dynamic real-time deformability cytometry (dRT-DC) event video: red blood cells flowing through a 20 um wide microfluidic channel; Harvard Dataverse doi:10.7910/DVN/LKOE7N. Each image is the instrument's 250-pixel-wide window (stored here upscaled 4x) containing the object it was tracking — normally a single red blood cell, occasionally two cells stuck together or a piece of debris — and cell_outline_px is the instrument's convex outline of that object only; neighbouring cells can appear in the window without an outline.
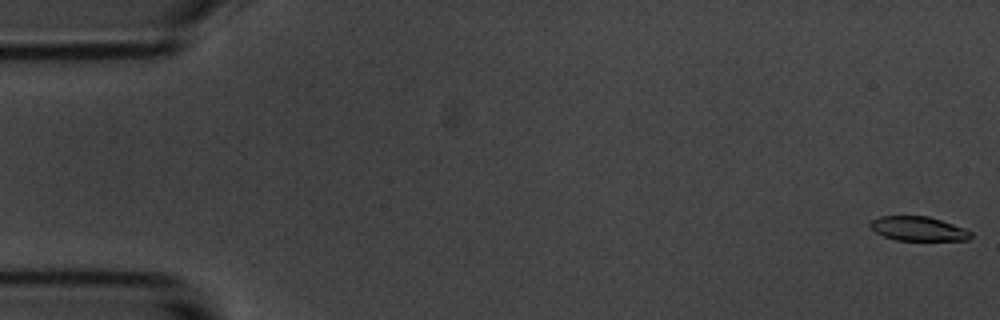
{"species": "common noctule bat (a hibernating species)", "species_latin": "Nyctalus noctula", "temperature_condition": "room temperature", "stored_images_in_passage": 56, "camera_frame_rate_fps": 3000, "um_per_image_px": 0.085, "animal": {"sex": "male", "body_mass_g": 20.1, "forearm_length_mm": 53.5}, "frame": {"image": 1, "passage_image": 1, "time_ms": 0.0, "image_size_px": [1000, 320], "cell_outline_px": [[972, 236], [968, 240], [896, 240], [884, 236], [876, 232], [868, 224], [872, 220], [880, 216], [928, 216], [964, 228], [972, 232]], "centroid_in_image_um": [78.05, 19.44], "position_along_channel_um": 6.9, "area_um2": 14.1}}
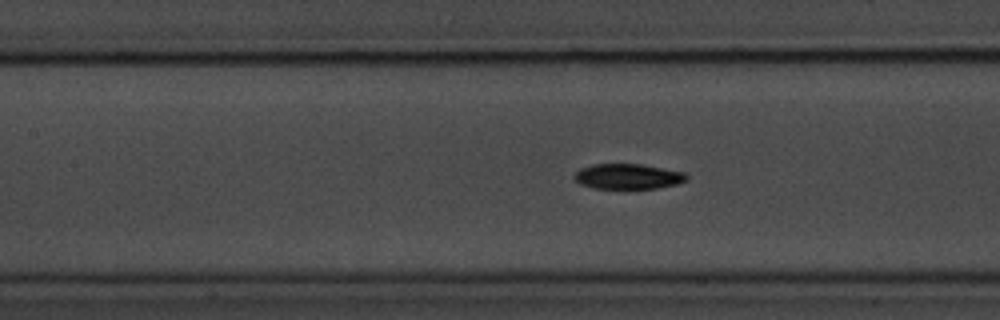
{"frame": {"image": 2, "passage_image": 25, "time_ms": 8.0, "image_size_px": [1000, 320], "cell_outline_px": [[688, 180], [676, 184], [656, 188], [596, 188], [580, 184], [572, 176], [580, 168], [592, 164], [640, 164], [684, 172], [688, 176]], "centroid_in_image_um": [53.36, 14.99], "position_along_channel_um": 154.0, "area_um2": 16.42}}
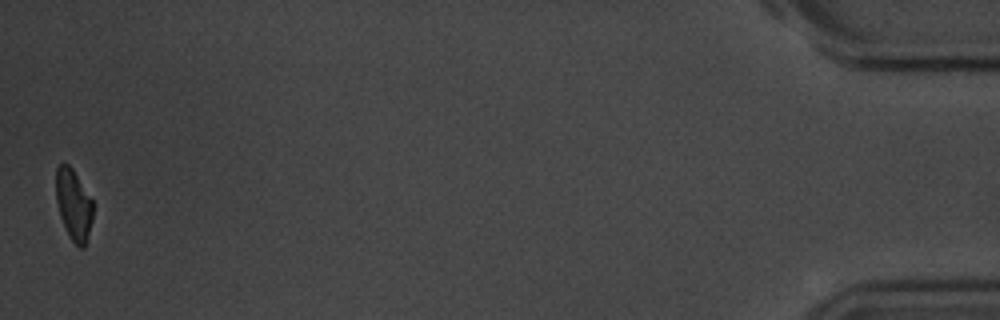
{"frame": {"image": 3, "passage_image": 56, "time_ms": 18.333, "image_size_px": [1000, 320], "cell_outline_px": [[92, 220], [84, 248], [80, 248], [68, 236], [60, 216], [56, 200], [56, 168], [60, 164], [68, 164], [72, 168], [92, 200]], "centroid_in_image_um": [6.24, 17.4], "position_along_channel_um": 429.0, "area_um2": 15.09}, "authors_computed_cell_mechanics": {"area_um2": 16.5019, "velocity_mm_per_s": 3.5761, "shape_relaxation_time_tau1_ms": null, "shape_relaxation_time_tau2_ms": 4.782, "deformation_change_tau1": null, "deformation_change_tau2": 0.0898}}